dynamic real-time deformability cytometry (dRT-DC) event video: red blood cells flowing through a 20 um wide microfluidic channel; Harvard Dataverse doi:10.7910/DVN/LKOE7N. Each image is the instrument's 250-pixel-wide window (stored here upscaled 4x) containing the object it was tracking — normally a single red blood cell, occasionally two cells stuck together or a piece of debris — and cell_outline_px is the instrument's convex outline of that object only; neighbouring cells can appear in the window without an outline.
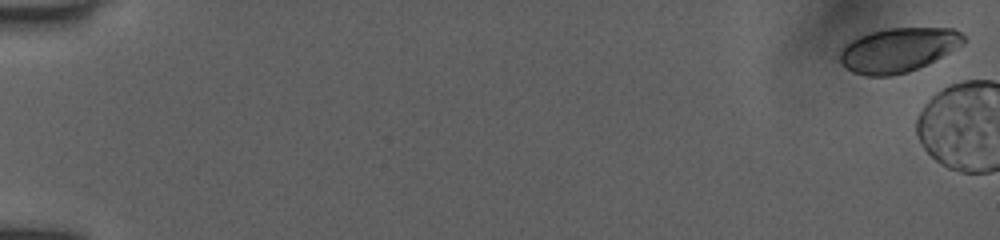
{"species": "human", "species_latin": "Homo sapiens", "temperature_condition": "room temperature", "stored_images_in_passage": 3, "camera_frame_rate_fps": 3000, "um_per_image_px": 0.085, "donor": {"sex": "female"}, "frame": {"image": 1, "passage_image": 1, "time_ms": 0.0, "image_size_px": [1000, 240], "cell_outline_px": [[964, 44], [908, 72], [892, 76], [868, 76], [852, 72], [844, 68], [840, 64], [840, 48], [844, 44], [860, 36], [872, 32], [888, 28], [952, 28], [960, 32], [964, 36]], "centroid_in_image_um": [76.28, 4.25], "position_along_channel_um": 8.7, "area_um2": 31.67}}